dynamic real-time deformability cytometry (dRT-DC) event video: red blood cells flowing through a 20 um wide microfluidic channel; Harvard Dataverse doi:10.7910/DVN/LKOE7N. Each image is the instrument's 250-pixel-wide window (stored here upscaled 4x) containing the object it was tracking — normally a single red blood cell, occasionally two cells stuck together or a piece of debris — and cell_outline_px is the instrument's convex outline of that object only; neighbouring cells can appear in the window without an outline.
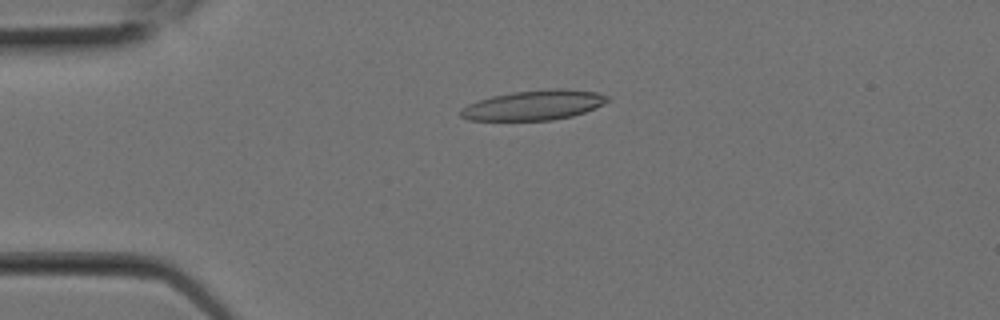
{"species": "Egyptian fruit bat (a non-hibernating species)", "species_latin": "Rousettus aegyptiacus", "temperature_condition": "room temperature", "stored_images_in_passage": 2, "camera_frame_rate_fps": 3000, "um_per_image_px": 0.085, "animal": {"sex": "female"}, "frame": {"image": 1, "passage_image": 2, "time_ms": 0.333, "image_size_px": [1000, 320], "cell_outline_px": [[608, 100], [604, 104], [584, 112], [572, 116], [552, 120], [468, 120], [460, 116], [460, 108], [468, 104], [492, 96], [512, 92], [556, 88], [568, 88], [596, 92], [608, 96]], "centroid_in_image_um": [45.38, 8.93], "position_along_channel_um": 39.6, "area_um2": 25.49}}